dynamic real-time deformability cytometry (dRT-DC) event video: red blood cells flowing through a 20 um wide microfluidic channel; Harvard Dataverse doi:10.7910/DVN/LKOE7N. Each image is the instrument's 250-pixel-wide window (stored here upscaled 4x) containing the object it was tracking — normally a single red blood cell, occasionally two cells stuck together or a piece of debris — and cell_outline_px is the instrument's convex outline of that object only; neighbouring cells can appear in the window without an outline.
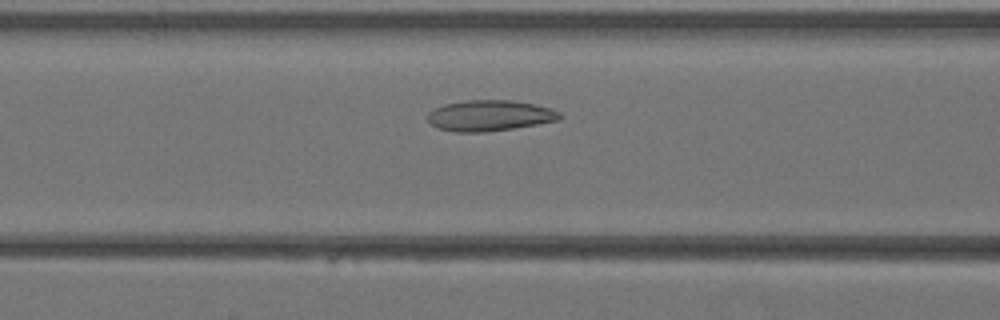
{"species": "Egyptian fruit bat (a non-hibernating species)", "species_latin": "Rousettus aegyptiacus", "temperature_condition": "warm", "stored_images_in_passage": 31, "camera_frame_rate_fps": 3000, "um_per_image_px": 0.085, "animal": {"sex": "female"}, "frame": {"image": 1, "passage_image": 11, "time_ms": 3.333, "image_size_px": [1000, 320], "cell_outline_px": [[564, 116], [560, 120], [516, 128], [484, 132], [456, 132], [436, 128], [428, 120], [428, 112], [444, 104], [464, 100], [512, 100], [536, 104], [552, 108], [560, 112]], "centroid_in_image_um": [41.67, 9.82], "position_along_channel_um": 124.9, "area_um2": 24.04}}
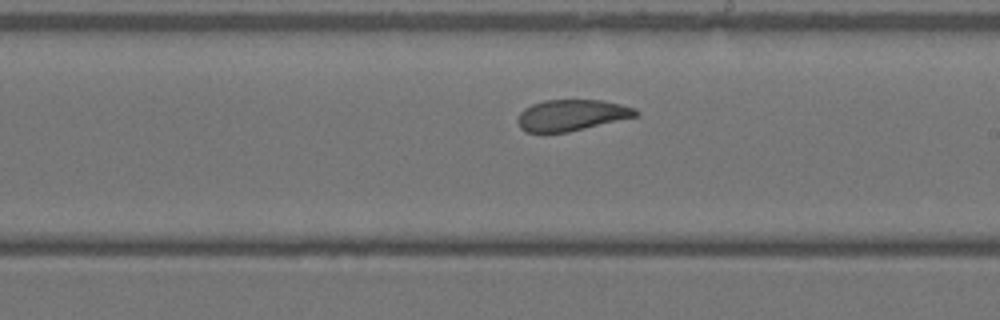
{"frame": {"image": 2, "passage_image": 18, "time_ms": 5.667, "image_size_px": [1000, 320], "cell_outline_px": [[640, 112], [636, 116], [568, 132], [524, 132], [520, 128], [516, 120], [520, 112], [524, 108], [532, 104], [544, 100], [604, 100], [636, 108]], "centroid_in_image_um": [48.55, 9.78], "position_along_channel_um": 240.4, "area_um2": 21.44}}
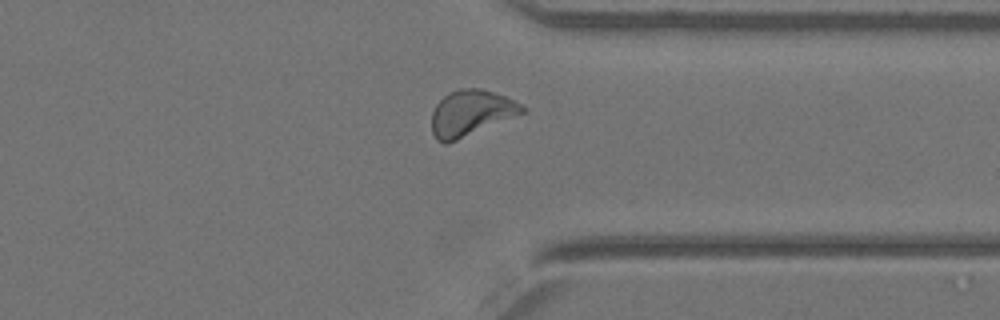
{"frame": {"image": 3, "passage_image": 26, "time_ms": 8.333, "image_size_px": [1000, 320], "cell_outline_px": [[528, 112], [448, 144], [444, 144], [436, 140], [432, 132], [432, 112], [436, 104], [448, 92], [460, 88], [480, 88], [504, 96], [528, 108]], "centroid_in_image_um": [40.04, 9.63], "position_along_channel_um": 371.4, "area_um2": 24.51}}